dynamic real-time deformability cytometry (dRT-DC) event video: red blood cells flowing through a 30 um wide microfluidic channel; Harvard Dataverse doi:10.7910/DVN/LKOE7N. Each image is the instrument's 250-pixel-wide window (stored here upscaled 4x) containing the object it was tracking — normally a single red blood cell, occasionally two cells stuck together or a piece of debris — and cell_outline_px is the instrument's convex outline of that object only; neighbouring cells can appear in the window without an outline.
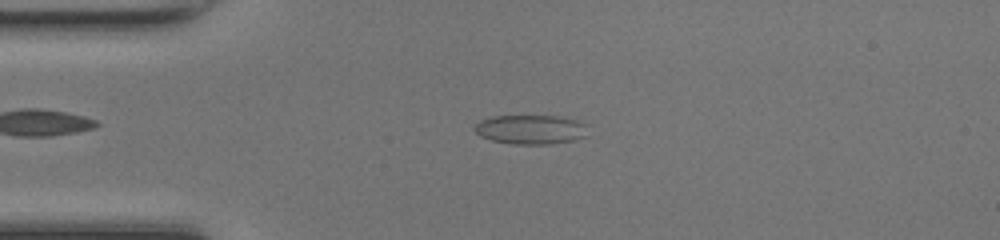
{"species": "common noctule bat (a hibernating species)", "species_latin": "Nyctalus noctula", "temperature_condition": "room temperature", "stored_images_in_passage": 48, "camera_frame_rate_fps": 3000, "um_per_image_px": 0.085, "animal": {"sex": "female", "body_mass_g": 17.0, "forearm_length_mm": 48.0}, "frame": {"image": 1, "passage_image": 11, "time_ms": 3.333, "image_size_px": [1000, 240], "cell_outline_px": [[588, 136], [576, 140], [552, 144], [512, 144], [492, 140], [480, 136], [472, 128], [480, 120], [492, 116], [560, 116], [576, 120], [584, 124]], "centroid_in_image_um": [45.11, 11.01], "position_along_channel_um": 39.9, "area_um2": 19.48}}
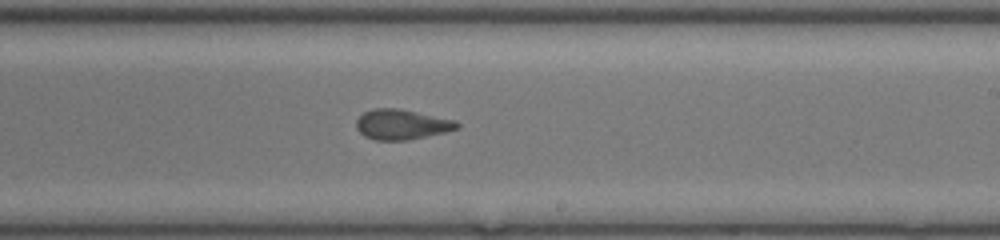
{"frame": {"image": 2, "passage_image": 28, "time_ms": 9.0, "image_size_px": [1000, 240], "cell_outline_px": [[460, 128], [444, 132], [408, 140], [376, 140], [364, 136], [356, 128], [356, 120], [364, 112], [372, 108], [400, 108], [456, 120], [460, 124]], "centroid_in_image_um": [34.15, 10.57], "position_along_channel_um": 254.9, "area_um2": 17.8}}
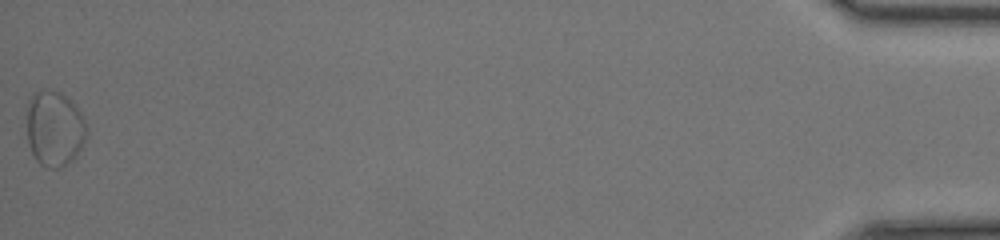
{"frame": {"image": 3, "passage_image": 48, "time_ms": 15.667, "image_size_px": [1000, 240], "cell_outline_px": [[88, 136], [84, 144], [72, 160], [56, 168], [44, 168], [36, 160], [32, 152], [28, 140], [28, 100], [32, 92], [60, 92], [80, 112], [88, 128]], "centroid_in_image_um": [4.65, 10.97], "position_along_channel_um": 430.6, "area_um2": 25.89}, "authors_computed_cell_mechanics": {"area_um2": 17.8602, "velocity_mm_per_s": 4.2472, "shape_relaxation_time_tau1_ms": null, "shape_relaxation_time_tau2_ms": 1.0251, "deformation_change_tau1": null, "deformation_change_tau2": 0.0714}}